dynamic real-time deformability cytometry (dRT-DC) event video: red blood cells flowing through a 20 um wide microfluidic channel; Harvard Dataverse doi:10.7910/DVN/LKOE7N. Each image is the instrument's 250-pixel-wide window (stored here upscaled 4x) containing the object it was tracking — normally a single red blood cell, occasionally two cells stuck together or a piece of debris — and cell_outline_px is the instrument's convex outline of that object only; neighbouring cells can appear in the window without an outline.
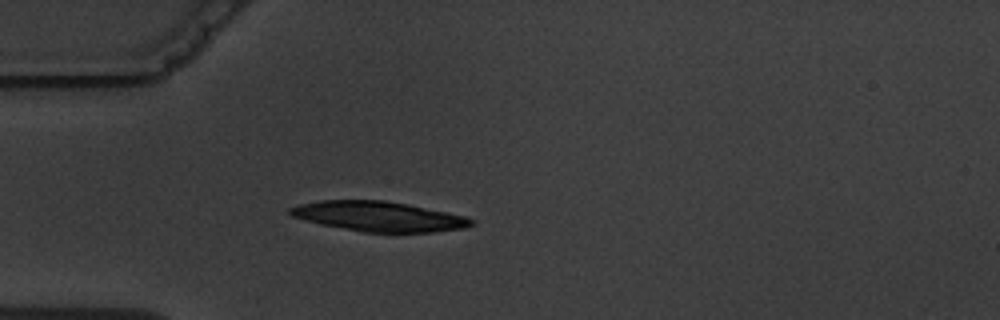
{"species": "common noctule bat (a hibernating species)", "species_latin": "Nyctalus noctula", "temperature_condition": "warm", "stored_images_in_passage": 1, "camera_frame_rate_fps": 3000, "um_per_image_px": 0.085, "animal": {"sex": "male", "body_mass_g": 19.5, "forearm_length_mm": 54.6}, "frame": {"image": 1, "passage_image": 1, "time_ms": 0.0, "image_size_px": [1000, 320], "cell_outline_px": [[476, 224], [464, 228], [432, 232], [364, 232], [320, 224], [292, 216], [288, 212], [288, 208], [300, 204], [320, 200], [384, 200], [408, 204], [464, 216], [472, 220]], "centroid_in_image_um": [32.17, 18.39], "position_along_channel_um": 52.8, "area_um2": 31.39}}